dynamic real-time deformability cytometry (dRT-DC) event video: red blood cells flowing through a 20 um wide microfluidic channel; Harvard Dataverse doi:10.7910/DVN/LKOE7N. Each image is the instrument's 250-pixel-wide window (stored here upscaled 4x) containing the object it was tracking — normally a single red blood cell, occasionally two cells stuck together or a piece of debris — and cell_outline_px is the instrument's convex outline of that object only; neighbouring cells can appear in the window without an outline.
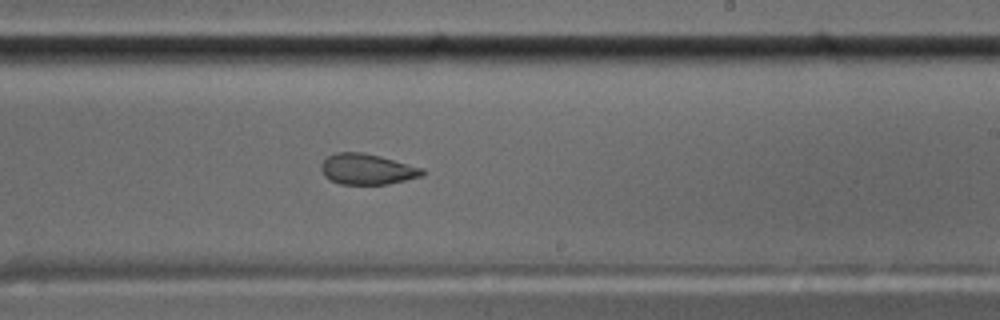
{"species": "common noctule bat (a hibernating species)", "species_latin": "Nyctalus noctula", "temperature_condition": "cold", "stored_images_in_passage": 56, "camera_frame_rate_fps": 3000, "um_per_image_px": 0.085, "animal": {"sex": "male", "body_mass_g": 17.5, "forearm_length_mm": 52.3}, "frame": {"image": 1, "passage_image": 34, "time_ms": 11.0, "image_size_px": [1000, 320], "cell_outline_px": [[424, 176], [388, 184], [340, 184], [324, 176], [320, 168], [320, 164], [328, 156], [336, 152], [364, 152], [380, 156], [424, 168]], "centroid_in_image_um": [31.21, 14.37], "position_along_channel_um": 257.8, "area_um2": 18.21}}
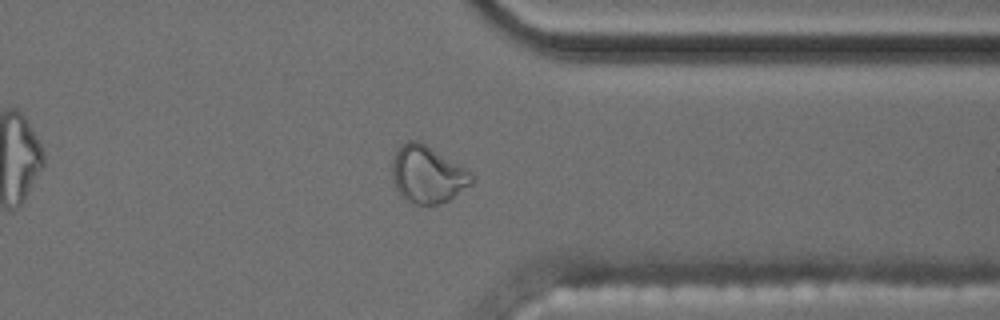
{"frame": {"image": 2, "passage_image": 44, "time_ms": 14.333, "image_size_px": [1000, 320], "cell_outline_px": [[476, 176], [472, 184], [448, 200], [440, 204], [428, 208], [404, 200], [400, 196], [392, 180], [392, 156], [396, 148], [408, 140], [420, 140], [472, 172]], "centroid_in_image_um": [36.32, 14.84], "position_along_channel_um": 375.1, "area_um2": 27.34}}
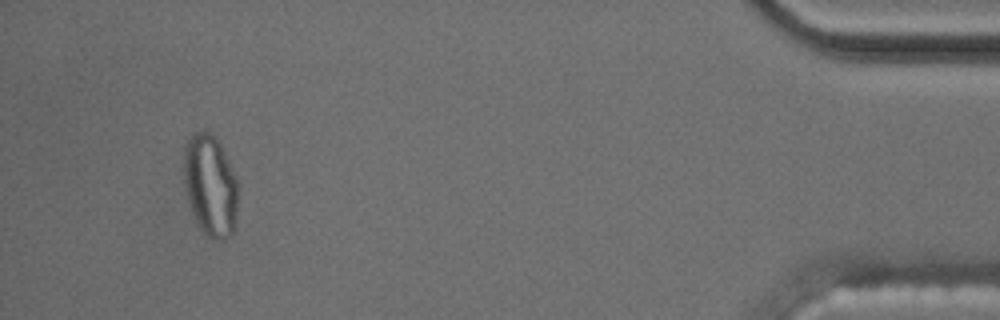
{"frame": {"image": 3, "passage_image": 53, "time_ms": 17.333, "image_size_px": [1000, 320], "cell_outline_px": [[236, 220], [232, 236], [224, 240], [216, 240], [208, 236], [200, 228], [192, 212], [184, 188], [184, 144], [192, 132], [204, 128], [216, 136], [220, 140], [236, 180]], "centroid_in_image_um": [17.85, 15.7], "position_along_channel_um": 417.3, "area_um2": 32.48}}